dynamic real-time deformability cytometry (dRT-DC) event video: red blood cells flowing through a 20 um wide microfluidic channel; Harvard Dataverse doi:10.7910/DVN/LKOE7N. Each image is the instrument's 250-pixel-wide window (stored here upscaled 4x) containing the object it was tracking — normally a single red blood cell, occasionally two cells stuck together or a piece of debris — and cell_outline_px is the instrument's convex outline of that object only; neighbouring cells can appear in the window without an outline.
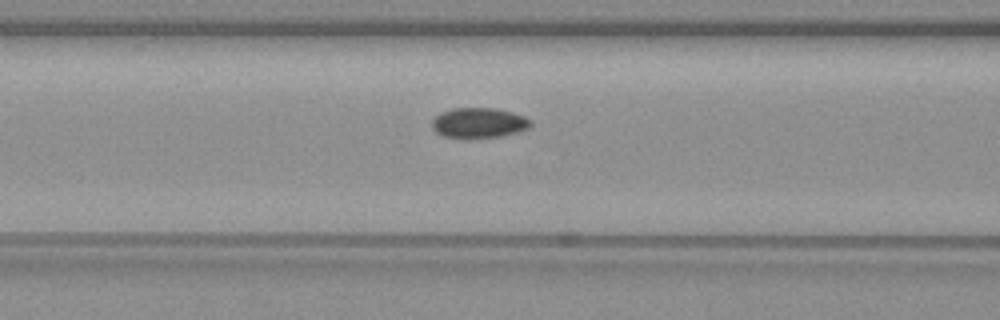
{"species": "common noctule bat (a hibernating species)", "species_latin": "Nyctalus noctula", "temperature_condition": "warm", "stored_images_in_passage": 7, "camera_frame_rate_fps": 3000, "um_per_image_px": 0.085, "animal": {"sex": "female", "body_mass_g": 19.3, "forearm_length_mm": 54.1}, "frame": {"image": 1, "passage_image": 5, "time_ms": 1.333, "image_size_px": [1000, 320], "cell_outline_px": [[532, 124], [528, 128], [520, 132], [500, 136], [444, 136], [436, 132], [432, 128], [432, 120], [440, 112], [452, 108], [496, 108], [512, 112], [524, 116], [532, 120]], "centroid_in_image_um": [40.73, 10.41], "position_along_channel_um": 125.9, "area_um2": 17.05}}